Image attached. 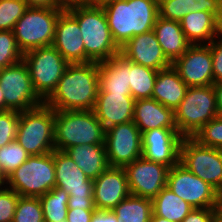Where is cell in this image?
Instances as JSON below:
<instances>
[{
  "label": "cell",
  "instance_id": "obj_1",
  "mask_svg": "<svg viewBox=\"0 0 222 222\" xmlns=\"http://www.w3.org/2000/svg\"><path fill=\"white\" fill-rule=\"evenodd\" d=\"M98 89V62L68 64L44 104L54 111L93 110Z\"/></svg>",
  "mask_w": 222,
  "mask_h": 222
},
{
  "label": "cell",
  "instance_id": "obj_2",
  "mask_svg": "<svg viewBox=\"0 0 222 222\" xmlns=\"http://www.w3.org/2000/svg\"><path fill=\"white\" fill-rule=\"evenodd\" d=\"M101 6L119 47L135 35L152 30L159 16L158 0H108Z\"/></svg>",
  "mask_w": 222,
  "mask_h": 222
},
{
  "label": "cell",
  "instance_id": "obj_3",
  "mask_svg": "<svg viewBox=\"0 0 222 222\" xmlns=\"http://www.w3.org/2000/svg\"><path fill=\"white\" fill-rule=\"evenodd\" d=\"M66 10L78 21L85 55L91 61L102 62L120 53L101 5L78 4Z\"/></svg>",
  "mask_w": 222,
  "mask_h": 222
},
{
  "label": "cell",
  "instance_id": "obj_4",
  "mask_svg": "<svg viewBox=\"0 0 222 222\" xmlns=\"http://www.w3.org/2000/svg\"><path fill=\"white\" fill-rule=\"evenodd\" d=\"M103 125L93 110L55 111V149H66L83 144H105Z\"/></svg>",
  "mask_w": 222,
  "mask_h": 222
},
{
  "label": "cell",
  "instance_id": "obj_5",
  "mask_svg": "<svg viewBox=\"0 0 222 222\" xmlns=\"http://www.w3.org/2000/svg\"><path fill=\"white\" fill-rule=\"evenodd\" d=\"M219 116L213 85L188 87L174 110L175 125L183 137H193L206 123Z\"/></svg>",
  "mask_w": 222,
  "mask_h": 222
},
{
  "label": "cell",
  "instance_id": "obj_6",
  "mask_svg": "<svg viewBox=\"0 0 222 222\" xmlns=\"http://www.w3.org/2000/svg\"><path fill=\"white\" fill-rule=\"evenodd\" d=\"M7 187L19 196L41 197L56 186L54 151L31 155L7 177Z\"/></svg>",
  "mask_w": 222,
  "mask_h": 222
},
{
  "label": "cell",
  "instance_id": "obj_7",
  "mask_svg": "<svg viewBox=\"0 0 222 222\" xmlns=\"http://www.w3.org/2000/svg\"><path fill=\"white\" fill-rule=\"evenodd\" d=\"M55 111L42 104L19 116L16 141L30 155H43L55 150L54 142Z\"/></svg>",
  "mask_w": 222,
  "mask_h": 222
},
{
  "label": "cell",
  "instance_id": "obj_8",
  "mask_svg": "<svg viewBox=\"0 0 222 222\" xmlns=\"http://www.w3.org/2000/svg\"><path fill=\"white\" fill-rule=\"evenodd\" d=\"M63 10L60 8H27L12 30L18 48L23 54L53 44L56 22Z\"/></svg>",
  "mask_w": 222,
  "mask_h": 222
},
{
  "label": "cell",
  "instance_id": "obj_9",
  "mask_svg": "<svg viewBox=\"0 0 222 222\" xmlns=\"http://www.w3.org/2000/svg\"><path fill=\"white\" fill-rule=\"evenodd\" d=\"M34 90L45 101L55 90L69 64L53 45L39 47L23 54Z\"/></svg>",
  "mask_w": 222,
  "mask_h": 222
},
{
  "label": "cell",
  "instance_id": "obj_10",
  "mask_svg": "<svg viewBox=\"0 0 222 222\" xmlns=\"http://www.w3.org/2000/svg\"><path fill=\"white\" fill-rule=\"evenodd\" d=\"M0 88L4 92L5 111H27L44 104L34 90L29 69L23 60L3 68Z\"/></svg>",
  "mask_w": 222,
  "mask_h": 222
},
{
  "label": "cell",
  "instance_id": "obj_11",
  "mask_svg": "<svg viewBox=\"0 0 222 222\" xmlns=\"http://www.w3.org/2000/svg\"><path fill=\"white\" fill-rule=\"evenodd\" d=\"M180 163L200 179L222 192V150L200 145L184 137L180 146Z\"/></svg>",
  "mask_w": 222,
  "mask_h": 222
},
{
  "label": "cell",
  "instance_id": "obj_12",
  "mask_svg": "<svg viewBox=\"0 0 222 222\" xmlns=\"http://www.w3.org/2000/svg\"><path fill=\"white\" fill-rule=\"evenodd\" d=\"M167 187L194 208H213L220 199V193L214 187L180 162L169 169Z\"/></svg>",
  "mask_w": 222,
  "mask_h": 222
},
{
  "label": "cell",
  "instance_id": "obj_13",
  "mask_svg": "<svg viewBox=\"0 0 222 222\" xmlns=\"http://www.w3.org/2000/svg\"><path fill=\"white\" fill-rule=\"evenodd\" d=\"M105 149L109 166L124 168L142 157V133L133 121L112 126L105 132Z\"/></svg>",
  "mask_w": 222,
  "mask_h": 222
},
{
  "label": "cell",
  "instance_id": "obj_14",
  "mask_svg": "<svg viewBox=\"0 0 222 222\" xmlns=\"http://www.w3.org/2000/svg\"><path fill=\"white\" fill-rule=\"evenodd\" d=\"M169 167L146 160L140 157L126 165L124 170L127 175L131 195L153 199L167 186Z\"/></svg>",
  "mask_w": 222,
  "mask_h": 222
},
{
  "label": "cell",
  "instance_id": "obj_15",
  "mask_svg": "<svg viewBox=\"0 0 222 222\" xmlns=\"http://www.w3.org/2000/svg\"><path fill=\"white\" fill-rule=\"evenodd\" d=\"M188 87L213 85V61L210 44L191 45L172 63Z\"/></svg>",
  "mask_w": 222,
  "mask_h": 222
},
{
  "label": "cell",
  "instance_id": "obj_16",
  "mask_svg": "<svg viewBox=\"0 0 222 222\" xmlns=\"http://www.w3.org/2000/svg\"><path fill=\"white\" fill-rule=\"evenodd\" d=\"M184 137L177 129L157 128L142 133V157L173 167L180 162V146Z\"/></svg>",
  "mask_w": 222,
  "mask_h": 222
},
{
  "label": "cell",
  "instance_id": "obj_17",
  "mask_svg": "<svg viewBox=\"0 0 222 222\" xmlns=\"http://www.w3.org/2000/svg\"><path fill=\"white\" fill-rule=\"evenodd\" d=\"M120 54L129 61L156 71L172 66L157 40L154 30L135 35L120 47Z\"/></svg>",
  "mask_w": 222,
  "mask_h": 222
},
{
  "label": "cell",
  "instance_id": "obj_18",
  "mask_svg": "<svg viewBox=\"0 0 222 222\" xmlns=\"http://www.w3.org/2000/svg\"><path fill=\"white\" fill-rule=\"evenodd\" d=\"M129 195L124 168L109 167L93 180V201L96 210H113Z\"/></svg>",
  "mask_w": 222,
  "mask_h": 222
},
{
  "label": "cell",
  "instance_id": "obj_19",
  "mask_svg": "<svg viewBox=\"0 0 222 222\" xmlns=\"http://www.w3.org/2000/svg\"><path fill=\"white\" fill-rule=\"evenodd\" d=\"M69 64L87 63L78 21L65 9L58 17L52 44Z\"/></svg>",
  "mask_w": 222,
  "mask_h": 222
},
{
  "label": "cell",
  "instance_id": "obj_20",
  "mask_svg": "<svg viewBox=\"0 0 222 222\" xmlns=\"http://www.w3.org/2000/svg\"><path fill=\"white\" fill-rule=\"evenodd\" d=\"M56 186L69 197H93V180L76 165L65 151L54 150Z\"/></svg>",
  "mask_w": 222,
  "mask_h": 222
},
{
  "label": "cell",
  "instance_id": "obj_21",
  "mask_svg": "<svg viewBox=\"0 0 222 222\" xmlns=\"http://www.w3.org/2000/svg\"><path fill=\"white\" fill-rule=\"evenodd\" d=\"M134 104L132 95L107 93L99 88L93 112L107 130L112 126L133 121Z\"/></svg>",
  "mask_w": 222,
  "mask_h": 222
},
{
  "label": "cell",
  "instance_id": "obj_22",
  "mask_svg": "<svg viewBox=\"0 0 222 222\" xmlns=\"http://www.w3.org/2000/svg\"><path fill=\"white\" fill-rule=\"evenodd\" d=\"M133 122L141 133L157 128L177 129L174 111L153 98L135 100Z\"/></svg>",
  "mask_w": 222,
  "mask_h": 222
},
{
  "label": "cell",
  "instance_id": "obj_23",
  "mask_svg": "<svg viewBox=\"0 0 222 222\" xmlns=\"http://www.w3.org/2000/svg\"><path fill=\"white\" fill-rule=\"evenodd\" d=\"M99 64V88L107 93L131 95L129 60L120 53Z\"/></svg>",
  "mask_w": 222,
  "mask_h": 222
},
{
  "label": "cell",
  "instance_id": "obj_24",
  "mask_svg": "<svg viewBox=\"0 0 222 222\" xmlns=\"http://www.w3.org/2000/svg\"><path fill=\"white\" fill-rule=\"evenodd\" d=\"M153 30L166 58L173 63L192 45L184 35L179 21L158 16Z\"/></svg>",
  "mask_w": 222,
  "mask_h": 222
},
{
  "label": "cell",
  "instance_id": "obj_25",
  "mask_svg": "<svg viewBox=\"0 0 222 222\" xmlns=\"http://www.w3.org/2000/svg\"><path fill=\"white\" fill-rule=\"evenodd\" d=\"M187 89L178 72L170 66L158 71L152 98L174 111L185 97Z\"/></svg>",
  "mask_w": 222,
  "mask_h": 222
},
{
  "label": "cell",
  "instance_id": "obj_26",
  "mask_svg": "<svg viewBox=\"0 0 222 222\" xmlns=\"http://www.w3.org/2000/svg\"><path fill=\"white\" fill-rule=\"evenodd\" d=\"M76 165L92 180H95L110 166L105 144H83L65 150Z\"/></svg>",
  "mask_w": 222,
  "mask_h": 222
},
{
  "label": "cell",
  "instance_id": "obj_27",
  "mask_svg": "<svg viewBox=\"0 0 222 222\" xmlns=\"http://www.w3.org/2000/svg\"><path fill=\"white\" fill-rule=\"evenodd\" d=\"M181 29L192 44H209L216 36L217 17L211 12H190L180 21Z\"/></svg>",
  "mask_w": 222,
  "mask_h": 222
},
{
  "label": "cell",
  "instance_id": "obj_28",
  "mask_svg": "<svg viewBox=\"0 0 222 222\" xmlns=\"http://www.w3.org/2000/svg\"><path fill=\"white\" fill-rule=\"evenodd\" d=\"M221 0H158L159 16L180 21L190 12L207 11L219 16Z\"/></svg>",
  "mask_w": 222,
  "mask_h": 222
},
{
  "label": "cell",
  "instance_id": "obj_29",
  "mask_svg": "<svg viewBox=\"0 0 222 222\" xmlns=\"http://www.w3.org/2000/svg\"><path fill=\"white\" fill-rule=\"evenodd\" d=\"M193 208V206L173 193L167 186L152 199L153 214L166 218L171 222H182Z\"/></svg>",
  "mask_w": 222,
  "mask_h": 222
},
{
  "label": "cell",
  "instance_id": "obj_30",
  "mask_svg": "<svg viewBox=\"0 0 222 222\" xmlns=\"http://www.w3.org/2000/svg\"><path fill=\"white\" fill-rule=\"evenodd\" d=\"M120 222H149L152 215V199L129 195L113 210Z\"/></svg>",
  "mask_w": 222,
  "mask_h": 222
},
{
  "label": "cell",
  "instance_id": "obj_31",
  "mask_svg": "<svg viewBox=\"0 0 222 222\" xmlns=\"http://www.w3.org/2000/svg\"><path fill=\"white\" fill-rule=\"evenodd\" d=\"M158 71L129 61V83L135 100L152 98Z\"/></svg>",
  "mask_w": 222,
  "mask_h": 222
},
{
  "label": "cell",
  "instance_id": "obj_32",
  "mask_svg": "<svg viewBox=\"0 0 222 222\" xmlns=\"http://www.w3.org/2000/svg\"><path fill=\"white\" fill-rule=\"evenodd\" d=\"M39 199L43 209L44 222H60L66 219L69 194L64 189L53 187Z\"/></svg>",
  "mask_w": 222,
  "mask_h": 222
},
{
  "label": "cell",
  "instance_id": "obj_33",
  "mask_svg": "<svg viewBox=\"0 0 222 222\" xmlns=\"http://www.w3.org/2000/svg\"><path fill=\"white\" fill-rule=\"evenodd\" d=\"M31 155L16 141H12L0 148V166L8 177L15 169L25 162Z\"/></svg>",
  "mask_w": 222,
  "mask_h": 222
},
{
  "label": "cell",
  "instance_id": "obj_34",
  "mask_svg": "<svg viewBox=\"0 0 222 222\" xmlns=\"http://www.w3.org/2000/svg\"><path fill=\"white\" fill-rule=\"evenodd\" d=\"M12 222H44L40 199L20 196Z\"/></svg>",
  "mask_w": 222,
  "mask_h": 222
},
{
  "label": "cell",
  "instance_id": "obj_35",
  "mask_svg": "<svg viewBox=\"0 0 222 222\" xmlns=\"http://www.w3.org/2000/svg\"><path fill=\"white\" fill-rule=\"evenodd\" d=\"M27 8L24 0H0V30L12 31Z\"/></svg>",
  "mask_w": 222,
  "mask_h": 222
},
{
  "label": "cell",
  "instance_id": "obj_36",
  "mask_svg": "<svg viewBox=\"0 0 222 222\" xmlns=\"http://www.w3.org/2000/svg\"><path fill=\"white\" fill-rule=\"evenodd\" d=\"M192 138L202 146L222 150V116L210 120Z\"/></svg>",
  "mask_w": 222,
  "mask_h": 222
},
{
  "label": "cell",
  "instance_id": "obj_37",
  "mask_svg": "<svg viewBox=\"0 0 222 222\" xmlns=\"http://www.w3.org/2000/svg\"><path fill=\"white\" fill-rule=\"evenodd\" d=\"M23 60L13 31L0 30V65L5 68Z\"/></svg>",
  "mask_w": 222,
  "mask_h": 222
},
{
  "label": "cell",
  "instance_id": "obj_38",
  "mask_svg": "<svg viewBox=\"0 0 222 222\" xmlns=\"http://www.w3.org/2000/svg\"><path fill=\"white\" fill-rule=\"evenodd\" d=\"M20 112L0 111V148L16 140Z\"/></svg>",
  "mask_w": 222,
  "mask_h": 222
},
{
  "label": "cell",
  "instance_id": "obj_39",
  "mask_svg": "<svg viewBox=\"0 0 222 222\" xmlns=\"http://www.w3.org/2000/svg\"><path fill=\"white\" fill-rule=\"evenodd\" d=\"M20 196L9 187L0 188V222H12Z\"/></svg>",
  "mask_w": 222,
  "mask_h": 222
},
{
  "label": "cell",
  "instance_id": "obj_40",
  "mask_svg": "<svg viewBox=\"0 0 222 222\" xmlns=\"http://www.w3.org/2000/svg\"><path fill=\"white\" fill-rule=\"evenodd\" d=\"M213 61V84L222 81V36H216L210 43Z\"/></svg>",
  "mask_w": 222,
  "mask_h": 222
},
{
  "label": "cell",
  "instance_id": "obj_41",
  "mask_svg": "<svg viewBox=\"0 0 222 222\" xmlns=\"http://www.w3.org/2000/svg\"><path fill=\"white\" fill-rule=\"evenodd\" d=\"M182 222H214L213 208H193Z\"/></svg>",
  "mask_w": 222,
  "mask_h": 222
},
{
  "label": "cell",
  "instance_id": "obj_42",
  "mask_svg": "<svg viewBox=\"0 0 222 222\" xmlns=\"http://www.w3.org/2000/svg\"><path fill=\"white\" fill-rule=\"evenodd\" d=\"M95 210L68 208L66 220L68 222H91Z\"/></svg>",
  "mask_w": 222,
  "mask_h": 222
},
{
  "label": "cell",
  "instance_id": "obj_43",
  "mask_svg": "<svg viewBox=\"0 0 222 222\" xmlns=\"http://www.w3.org/2000/svg\"><path fill=\"white\" fill-rule=\"evenodd\" d=\"M68 208H81L86 210H96L93 197H69Z\"/></svg>",
  "mask_w": 222,
  "mask_h": 222
},
{
  "label": "cell",
  "instance_id": "obj_44",
  "mask_svg": "<svg viewBox=\"0 0 222 222\" xmlns=\"http://www.w3.org/2000/svg\"><path fill=\"white\" fill-rule=\"evenodd\" d=\"M28 7L66 9L60 0H24Z\"/></svg>",
  "mask_w": 222,
  "mask_h": 222
},
{
  "label": "cell",
  "instance_id": "obj_45",
  "mask_svg": "<svg viewBox=\"0 0 222 222\" xmlns=\"http://www.w3.org/2000/svg\"><path fill=\"white\" fill-rule=\"evenodd\" d=\"M91 222H120L112 210H95Z\"/></svg>",
  "mask_w": 222,
  "mask_h": 222
},
{
  "label": "cell",
  "instance_id": "obj_46",
  "mask_svg": "<svg viewBox=\"0 0 222 222\" xmlns=\"http://www.w3.org/2000/svg\"><path fill=\"white\" fill-rule=\"evenodd\" d=\"M219 116H222V81L213 84Z\"/></svg>",
  "mask_w": 222,
  "mask_h": 222
},
{
  "label": "cell",
  "instance_id": "obj_47",
  "mask_svg": "<svg viewBox=\"0 0 222 222\" xmlns=\"http://www.w3.org/2000/svg\"><path fill=\"white\" fill-rule=\"evenodd\" d=\"M214 222H222V200L213 207Z\"/></svg>",
  "mask_w": 222,
  "mask_h": 222
},
{
  "label": "cell",
  "instance_id": "obj_48",
  "mask_svg": "<svg viewBox=\"0 0 222 222\" xmlns=\"http://www.w3.org/2000/svg\"><path fill=\"white\" fill-rule=\"evenodd\" d=\"M65 7L78 4H89V0H60Z\"/></svg>",
  "mask_w": 222,
  "mask_h": 222
},
{
  "label": "cell",
  "instance_id": "obj_49",
  "mask_svg": "<svg viewBox=\"0 0 222 222\" xmlns=\"http://www.w3.org/2000/svg\"><path fill=\"white\" fill-rule=\"evenodd\" d=\"M217 30H218V35L222 36V0L220 3L219 16L217 17Z\"/></svg>",
  "mask_w": 222,
  "mask_h": 222
},
{
  "label": "cell",
  "instance_id": "obj_50",
  "mask_svg": "<svg viewBox=\"0 0 222 222\" xmlns=\"http://www.w3.org/2000/svg\"><path fill=\"white\" fill-rule=\"evenodd\" d=\"M149 222H171L170 220H167L166 218H162L159 216H156L152 213Z\"/></svg>",
  "mask_w": 222,
  "mask_h": 222
},
{
  "label": "cell",
  "instance_id": "obj_51",
  "mask_svg": "<svg viewBox=\"0 0 222 222\" xmlns=\"http://www.w3.org/2000/svg\"><path fill=\"white\" fill-rule=\"evenodd\" d=\"M7 184V177L5 176L1 166H0V188L5 187Z\"/></svg>",
  "mask_w": 222,
  "mask_h": 222
},
{
  "label": "cell",
  "instance_id": "obj_52",
  "mask_svg": "<svg viewBox=\"0 0 222 222\" xmlns=\"http://www.w3.org/2000/svg\"><path fill=\"white\" fill-rule=\"evenodd\" d=\"M0 111H5L4 92L0 88Z\"/></svg>",
  "mask_w": 222,
  "mask_h": 222
},
{
  "label": "cell",
  "instance_id": "obj_53",
  "mask_svg": "<svg viewBox=\"0 0 222 222\" xmlns=\"http://www.w3.org/2000/svg\"><path fill=\"white\" fill-rule=\"evenodd\" d=\"M108 0H89V4H98L101 5Z\"/></svg>",
  "mask_w": 222,
  "mask_h": 222
}]
</instances>
